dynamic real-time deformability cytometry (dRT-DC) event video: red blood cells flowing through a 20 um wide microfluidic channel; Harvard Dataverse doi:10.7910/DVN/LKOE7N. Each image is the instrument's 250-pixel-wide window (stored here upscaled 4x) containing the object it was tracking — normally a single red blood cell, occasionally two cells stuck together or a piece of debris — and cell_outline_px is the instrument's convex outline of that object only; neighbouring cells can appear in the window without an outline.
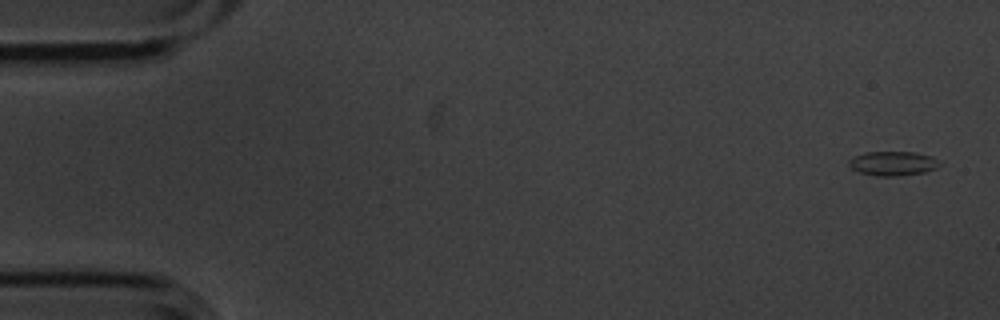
{"species": "common noctule bat (a hibernating species)", "species_latin": "Nyctalus noctula", "temperature_condition": "cold", "stored_images_in_passage": 5, "camera_frame_rate_fps": 3000, "um_per_image_px": 0.085, "animal": {"sex": "male", "body_mass_g": 20.1, "forearm_length_mm": 53.5}, "frame": {"image": 1, "passage_image": 1, "time_ms": 0.0, "image_size_px": [1000, 320], "cell_outline_px": [[944, 164], [936, 168], [924, 172], [900, 176], [876, 176], [860, 172], [852, 168], [848, 164], [848, 160], [864, 152], [912, 152], [932, 156]], "centroid_in_image_um": [75.93, 13.89], "position_along_channel_um": 9.1, "area_um2": 12.89}}
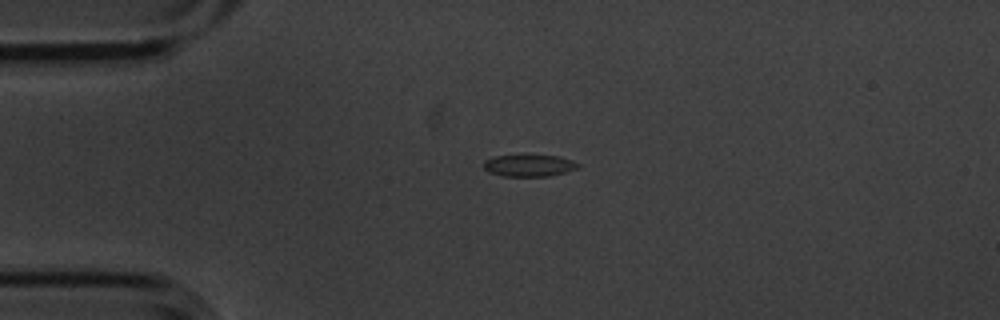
{"frame": {"image": 2, "passage_image": 4, "time_ms": 1.0, "image_size_px": [1000, 320], "cell_outline_px": [[580, 168], [552, 176], [500, 176], [488, 172], [484, 168], [484, 160], [496, 156], [560, 156], [572, 160], [580, 164]], "centroid_in_image_um": [45.01, 14.09], "position_along_channel_um": 40.0, "area_um2": 12.02}}